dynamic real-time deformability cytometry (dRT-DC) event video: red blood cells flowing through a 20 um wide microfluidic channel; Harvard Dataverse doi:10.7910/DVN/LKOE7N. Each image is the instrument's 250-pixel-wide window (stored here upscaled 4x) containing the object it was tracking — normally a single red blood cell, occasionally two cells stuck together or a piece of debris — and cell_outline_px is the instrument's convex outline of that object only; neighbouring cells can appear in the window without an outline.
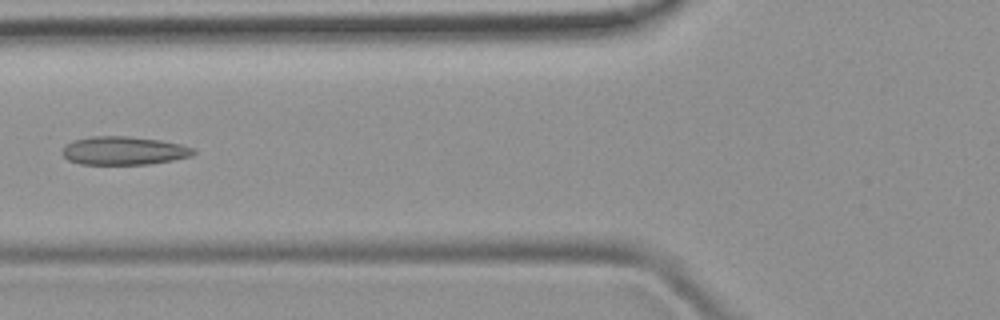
{"species": "common noctule bat (a hibernating species)", "species_latin": "Nyctalus noctula", "temperature_condition": "room temperature", "stored_images_in_passage": 5, "camera_frame_rate_fps": 3000, "um_per_image_px": 0.085, "animal": {"sex": "female", "body_mass_g": 19.9}, "frame": {"image": 1, "passage_image": 5, "time_ms": 5.333, "image_size_px": [1000, 320], "cell_outline_px": [[196, 152], [192, 156], [172, 160], [148, 164], [80, 164], [68, 160], [60, 152], [64, 144], [72, 140], [92, 136], [128, 136], [160, 140], [180, 144], [196, 148]], "centroid_in_image_um": [10.5, 12.8], "position_along_channel_um": 115.3, "area_um2": 21.91}}